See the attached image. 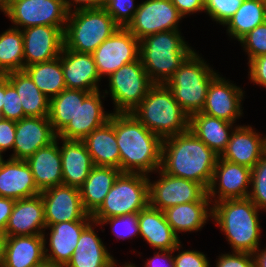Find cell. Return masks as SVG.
<instances>
[{
    "label": "cell",
    "mask_w": 266,
    "mask_h": 267,
    "mask_svg": "<svg viewBox=\"0 0 266 267\" xmlns=\"http://www.w3.org/2000/svg\"><path fill=\"white\" fill-rule=\"evenodd\" d=\"M219 156L188 129L162 140L161 169L208 190Z\"/></svg>",
    "instance_id": "obj_1"
},
{
    "label": "cell",
    "mask_w": 266,
    "mask_h": 267,
    "mask_svg": "<svg viewBox=\"0 0 266 267\" xmlns=\"http://www.w3.org/2000/svg\"><path fill=\"white\" fill-rule=\"evenodd\" d=\"M121 172L150 174L161 167L162 139L133 114L115 113ZM150 173V174H149Z\"/></svg>",
    "instance_id": "obj_2"
},
{
    "label": "cell",
    "mask_w": 266,
    "mask_h": 267,
    "mask_svg": "<svg viewBox=\"0 0 266 267\" xmlns=\"http://www.w3.org/2000/svg\"><path fill=\"white\" fill-rule=\"evenodd\" d=\"M260 209L247 197L212 204V219L224 232L232 251L254 253L260 246Z\"/></svg>",
    "instance_id": "obj_3"
},
{
    "label": "cell",
    "mask_w": 266,
    "mask_h": 267,
    "mask_svg": "<svg viewBox=\"0 0 266 267\" xmlns=\"http://www.w3.org/2000/svg\"><path fill=\"white\" fill-rule=\"evenodd\" d=\"M180 30L145 36L139 43V58L154 84H165L194 51Z\"/></svg>",
    "instance_id": "obj_4"
},
{
    "label": "cell",
    "mask_w": 266,
    "mask_h": 267,
    "mask_svg": "<svg viewBox=\"0 0 266 267\" xmlns=\"http://www.w3.org/2000/svg\"><path fill=\"white\" fill-rule=\"evenodd\" d=\"M130 113L162 140L189 129V115L176 102L166 84H154Z\"/></svg>",
    "instance_id": "obj_5"
},
{
    "label": "cell",
    "mask_w": 266,
    "mask_h": 267,
    "mask_svg": "<svg viewBox=\"0 0 266 267\" xmlns=\"http://www.w3.org/2000/svg\"><path fill=\"white\" fill-rule=\"evenodd\" d=\"M197 53L193 51L165 83L189 117L202 111L209 84L218 74Z\"/></svg>",
    "instance_id": "obj_6"
},
{
    "label": "cell",
    "mask_w": 266,
    "mask_h": 267,
    "mask_svg": "<svg viewBox=\"0 0 266 267\" xmlns=\"http://www.w3.org/2000/svg\"><path fill=\"white\" fill-rule=\"evenodd\" d=\"M119 27L103 7L72 11L63 32L64 47L92 54Z\"/></svg>",
    "instance_id": "obj_7"
},
{
    "label": "cell",
    "mask_w": 266,
    "mask_h": 267,
    "mask_svg": "<svg viewBox=\"0 0 266 267\" xmlns=\"http://www.w3.org/2000/svg\"><path fill=\"white\" fill-rule=\"evenodd\" d=\"M149 205V176L121 172L100 207L91 215L100 223L103 219L136 214Z\"/></svg>",
    "instance_id": "obj_8"
},
{
    "label": "cell",
    "mask_w": 266,
    "mask_h": 267,
    "mask_svg": "<svg viewBox=\"0 0 266 267\" xmlns=\"http://www.w3.org/2000/svg\"><path fill=\"white\" fill-rule=\"evenodd\" d=\"M109 91L104 94L112 97L113 113L132 112L148 94L154 85L148 77L140 58L125 64L117 71L108 76Z\"/></svg>",
    "instance_id": "obj_9"
},
{
    "label": "cell",
    "mask_w": 266,
    "mask_h": 267,
    "mask_svg": "<svg viewBox=\"0 0 266 267\" xmlns=\"http://www.w3.org/2000/svg\"><path fill=\"white\" fill-rule=\"evenodd\" d=\"M68 14L64 0H7L6 16L20 30L38 25L65 27Z\"/></svg>",
    "instance_id": "obj_10"
},
{
    "label": "cell",
    "mask_w": 266,
    "mask_h": 267,
    "mask_svg": "<svg viewBox=\"0 0 266 267\" xmlns=\"http://www.w3.org/2000/svg\"><path fill=\"white\" fill-rule=\"evenodd\" d=\"M157 172L159 177L156 181L149 178V205L152 208L164 211L178 204L199 201L207 193L195 181L169 175L161 168Z\"/></svg>",
    "instance_id": "obj_11"
},
{
    "label": "cell",
    "mask_w": 266,
    "mask_h": 267,
    "mask_svg": "<svg viewBox=\"0 0 266 267\" xmlns=\"http://www.w3.org/2000/svg\"><path fill=\"white\" fill-rule=\"evenodd\" d=\"M139 43L126 27H119L92 53L99 77H108L123 65L137 60Z\"/></svg>",
    "instance_id": "obj_12"
},
{
    "label": "cell",
    "mask_w": 266,
    "mask_h": 267,
    "mask_svg": "<svg viewBox=\"0 0 266 267\" xmlns=\"http://www.w3.org/2000/svg\"><path fill=\"white\" fill-rule=\"evenodd\" d=\"M184 18L171 0H146L140 3L133 20L126 27L139 41L162 31L179 30Z\"/></svg>",
    "instance_id": "obj_13"
},
{
    "label": "cell",
    "mask_w": 266,
    "mask_h": 267,
    "mask_svg": "<svg viewBox=\"0 0 266 267\" xmlns=\"http://www.w3.org/2000/svg\"><path fill=\"white\" fill-rule=\"evenodd\" d=\"M46 227L68 221L92 220L82 205L78 188L61 184L40 192Z\"/></svg>",
    "instance_id": "obj_14"
},
{
    "label": "cell",
    "mask_w": 266,
    "mask_h": 267,
    "mask_svg": "<svg viewBox=\"0 0 266 267\" xmlns=\"http://www.w3.org/2000/svg\"><path fill=\"white\" fill-rule=\"evenodd\" d=\"M250 187L251 169L226 161L219 156L207 190L211 203L225 199L247 198L250 194Z\"/></svg>",
    "instance_id": "obj_15"
},
{
    "label": "cell",
    "mask_w": 266,
    "mask_h": 267,
    "mask_svg": "<svg viewBox=\"0 0 266 267\" xmlns=\"http://www.w3.org/2000/svg\"><path fill=\"white\" fill-rule=\"evenodd\" d=\"M217 74L209 84L202 113L227 122L236 123L243 116L242 101L245 91Z\"/></svg>",
    "instance_id": "obj_16"
},
{
    "label": "cell",
    "mask_w": 266,
    "mask_h": 267,
    "mask_svg": "<svg viewBox=\"0 0 266 267\" xmlns=\"http://www.w3.org/2000/svg\"><path fill=\"white\" fill-rule=\"evenodd\" d=\"M64 29L65 27L38 25L21 30L25 67L59 57L64 46Z\"/></svg>",
    "instance_id": "obj_17"
},
{
    "label": "cell",
    "mask_w": 266,
    "mask_h": 267,
    "mask_svg": "<svg viewBox=\"0 0 266 267\" xmlns=\"http://www.w3.org/2000/svg\"><path fill=\"white\" fill-rule=\"evenodd\" d=\"M48 117H25L16 121L15 142L9 158L27 160L38 149L50 145L56 140Z\"/></svg>",
    "instance_id": "obj_18"
},
{
    "label": "cell",
    "mask_w": 266,
    "mask_h": 267,
    "mask_svg": "<svg viewBox=\"0 0 266 267\" xmlns=\"http://www.w3.org/2000/svg\"><path fill=\"white\" fill-rule=\"evenodd\" d=\"M100 90L91 92L83 101H79L74 118L57 135L60 139L82 141L96 128L104 125L111 116V112L104 110L101 98L105 95Z\"/></svg>",
    "instance_id": "obj_19"
},
{
    "label": "cell",
    "mask_w": 266,
    "mask_h": 267,
    "mask_svg": "<svg viewBox=\"0 0 266 267\" xmlns=\"http://www.w3.org/2000/svg\"><path fill=\"white\" fill-rule=\"evenodd\" d=\"M45 228L44 203L41 194L15 200L5 229L8 237L45 235Z\"/></svg>",
    "instance_id": "obj_20"
},
{
    "label": "cell",
    "mask_w": 266,
    "mask_h": 267,
    "mask_svg": "<svg viewBox=\"0 0 266 267\" xmlns=\"http://www.w3.org/2000/svg\"><path fill=\"white\" fill-rule=\"evenodd\" d=\"M61 66L66 89H81L87 92L99 90L98 82L101 78L91 53H79L63 46Z\"/></svg>",
    "instance_id": "obj_21"
},
{
    "label": "cell",
    "mask_w": 266,
    "mask_h": 267,
    "mask_svg": "<svg viewBox=\"0 0 266 267\" xmlns=\"http://www.w3.org/2000/svg\"><path fill=\"white\" fill-rule=\"evenodd\" d=\"M251 125H237L233 129L222 159L252 169L264 155L265 137Z\"/></svg>",
    "instance_id": "obj_22"
},
{
    "label": "cell",
    "mask_w": 266,
    "mask_h": 267,
    "mask_svg": "<svg viewBox=\"0 0 266 267\" xmlns=\"http://www.w3.org/2000/svg\"><path fill=\"white\" fill-rule=\"evenodd\" d=\"M92 221L93 220L68 221L46 227L45 230H50V233L48 232L49 249L46 247L48 241L44 238L46 261L65 266L76 250V245L82 231Z\"/></svg>",
    "instance_id": "obj_23"
},
{
    "label": "cell",
    "mask_w": 266,
    "mask_h": 267,
    "mask_svg": "<svg viewBox=\"0 0 266 267\" xmlns=\"http://www.w3.org/2000/svg\"><path fill=\"white\" fill-rule=\"evenodd\" d=\"M31 169L25 160L8 158L0 168V197L19 200L39 195Z\"/></svg>",
    "instance_id": "obj_24"
},
{
    "label": "cell",
    "mask_w": 266,
    "mask_h": 267,
    "mask_svg": "<svg viewBox=\"0 0 266 267\" xmlns=\"http://www.w3.org/2000/svg\"><path fill=\"white\" fill-rule=\"evenodd\" d=\"M59 140L56 137L50 145L38 149L26 160L40 192L63 184Z\"/></svg>",
    "instance_id": "obj_25"
},
{
    "label": "cell",
    "mask_w": 266,
    "mask_h": 267,
    "mask_svg": "<svg viewBox=\"0 0 266 267\" xmlns=\"http://www.w3.org/2000/svg\"><path fill=\"white\" fill-rule=\"evenodd\" d=\"M139 235L156 250H173L180 243L163 211L148 205L138 212Z\"/></svg>",
    "instance_id": "obj_26"
},
{
    "label": "cell",
    "mask_w": 266,
    "mask_h": 267,
    "mask_svg": "<svg viewBox=\"0 0 266 267\" xmlns=\"http://www.w3.org/2000/svg\"><path fill=\"white\" fill-rule=\"evenodd\" d=\"M61 140L63 184L79 189L95 165L83 141Z\"/></svg>",
    "instance_id": "obj_27"
},
{
    "label": "cell",
    "mask_w": 266,
    "mask_h": 267,
    "mask_svg": "<svg viewBox=\"0 0 266 267\" xmlns=\"http://www.w3.org/2000/svg\"><path fill=\"white\" fill-rule=\"evenodd\" d=\"M45 237L47 235L7 237L1 267H37L44 263Z\"/></svg>",
    "instance_id": "obj_28"
},
{
    "label": "cell",
    "mask_w": 266,
    "mask_h": 267,
    "mask_svg": "<svg viewBox=\"0 0 266 267\" xmlns=\"http://www.w3.org/2000/svg\"><path fill=\"white\" fill-rule=\"evenodd\" d=\"M95 166L120 169V151L116 142L115 113L102 126L93 130L83 140Z\"/></svg>",
    "instance_id": "obj_29"
},
{
    "label": "cell",
    "mask_w": 266,
    "mask_h": 267,
    "mask_svg": "<svg viewBox=\"0 0 266 267\" xmlns=\"http://www.w3.org/2000/svg\"><path fill=\"white\" fill-rule=\"evenodd\" d=\"M163 212L167 223L178 236L182 232L201 231L208 218H212V203L206 193L199 201L178 204Z\"/></svg>",
    "instance_id": "obj_30"
},
{
    "label": "cell",
    "mask_w": 266,
    "mask_h": 267,
    "mask_svg": "<svg viewBox=\"0 0 266 267\" xmlns=\"http://www.w3.org/2000/svg\"><path fill=\"white\" fill-rule=\"evenodd\" d=\"M99 223L92 221L81 233L76 250L65 267H109L114 257L95 232ZM95 227V228H94Z\"/></svg>",
    "instance_id": "obj_31"
},
{
    "label": "cell",
    "mask_w": 266,
    "mask_h": 267,
    "mask_svg": "<svg viewBox=\"0 0 266 267\" xmlns=\"http://www.w3.org/2000/svg\"><path fill=\"white\" fill-rule=\"evenodd\" d=\"M235 124L198 112L190 116L189 129L218 156L227 148ZM231 129V130H230Z\"/></svg>",
    "instance_id": "obj_32"
},
{
    "label": "cell",
    "mask_w": 266,
    "mask_h": 267,
    "mask_svg": "<svg viewBox=\"0 0 266 267\" xmlns=\"http://www.w3.org/2000/svg\"><path fill=\"white\" fill-rule=\"evenodd\" d=\"M121 170L110 166H94L79 188L84 210L92 215L103 203Z\"/></svg>",
    "instance_id": "obj_33"
},
{
    "label": "cell",
    "mask_w": 266,
    "mask_h": 267,
    "mask_svg": "<svg viewBox=\"0 0 266 267\" xmlns=\"http://www.w3.org/2000/svg\"><path fill=\"white\" fill-rule=\"evenodd\" d=\"M5 76L16 89L26 117H48L50 99L39 90L24 70L10 72Z\"/></svg>",
    "instance_id": "obj_34"
},
{
    "label": "cell",
    "mask_w": 266,
    "mask_h": 267,
    "mask_svg": "<svg viewBox=\"0 0 266 267\" xmlns=\"http://www.w3.org/2000/svg\"><path fill=\"white\" fill-rule=\"evenodd\" d=\"M23 70L49 99H52L66 89L61 66V54L53 60L26 66Z\"/></svg>",
    "instance_id": "obj_35"
},
{
    "label": "cell",
    "mask_w": 266,
    "mask_h": 267,
    "mask_svg": "<svg viewBox=\"0 0 266 267\" xmlns=\"http://www.w3.org/2000/svg\"><path fill=\"white\" fill-rule=\"evenodd\" d=\"M266 21V4L263 0H243L236 13L224 25L228 36L239 41L248 32Z\"/></svg>",
    "instance_id": "obj_36"
},
{
    "label": "cell",
    "mask_w": 266,
    "mask_h": 267,
    "mask_svg": "<svg viewBox=\"0 0 266 267\" xmlns=\"http://www.w3.org/2000/svg\"><path fill=\"white\" fill-rule=\"evenodd\" d=\"M90 93L81 89H64L50 99L48 118L57 135L75 117L79 101H83Z\"/></svg>",
    "instance_id": "obj_37"
},
{
    "label": "cell",
    "mask_w": 266,
    "mask_h": 267,
    "mask_svg": "<svg viewBox=\"0 0 266 267\" xmlns=\"http://www.w3.org/2000/svg\"><path fill=\"white\" fill-rule=\"evenodd\" d=\"M25 67L23 34L10 27L0 34V75L21 71Z\"/></svg>",
    "instance_id": "obj_38"
},
{
    "label": "cell",
    "mask_w": 266,
    "mask_h": 267,
    "mask_svg": "<svg viewBox=\"0 0 266 267\" xmlns=\"http://www.w3.org/2000/svg\"><path fill=\"white\" fill-rule=\"evenodd\" d=\"M248 198L266 211V155L264 154L251 169V189Z\"/></svg>",
    "instance_id": "obj_39"
},
{
    "label": "cell",
    "mask_w": 266,
    "mask_h": 267,
    "mask_svg": "<svg viewBox=\"0 0 266 267\" xmlns=\"http://www.w3.org/2000/svg\"><path fill=\"white\" fill-rule=\"evenodd\" d=\"M110 224L116 239L133 238L139 235L138 213L103 219L99 226Z\"/></svg>",
    "instance_id": "obj_40"
},
{
    "label": "cell",
    "mask_w": 266,
    "mask_h": 267,
    "mask_svg": "<svg viewBox=\"0 0 266 267\" xmlns=\"http://www.w3.org/2000/svg\"><path fill=\"white\" fill-rule=\"evenodd\" d=\"M135 0H104L103 8L120 27H127L139 8Z\"/></svg>",
    "instance_id": "obj_41"
},
{
    "label": "cell",
    "mask_w": 266,
    "mask_h": 267,
    "mask_svg": "<svg viewBox=\"0 0 266 267\" xmlns=\"http://www.w3.org/2000/svg\"><path fill=\"white\" fill-rule=\"evenodd\" d=\"M242 2L243 0H208L204 5V12L212 21L224 26L236 13Z\"/></svg>",
    "instance_id": "obj_42"
},
{
    "label": "cell",
    "mask_w": 266,
    "mask_h": 267,
    "mask_svg": "<svg viewBox=\"0 0 266 267\" xmlns=\"http://www.w3.org/2000/svg\"><path fill=\"white\" fill-rule=\"evenodd\" d=\"M238 42L248 54V62L266 54V21L248 32Z\"/></svg>",
    "instance_id": "obj_43"
},
{
    "label": "cell",
    "mask_w": 266,
    "mask_h": 267,
    "mask_svg": "<svg viewBox=\"0 0 266 267\" xmlns=\"http://www.w3.org/2000/svg\"><path fill=\"white\" fill-rule=\"evenodd\" d=\"M1 118L9 119L13 121H19L25 118L23 108L21 106V101L16 89L9 83L7 77L5 76V94H4V104L0 114Z\"/></svg>",
    "instance_id": "obj_44"
},
{
    "label": "cell",
    "mask_w": 266,
    "mask_h": 267,
    "mask_svg": "<svg viewBox=\"0 0 266 267\" xmlns=\"http://www.w3.org/2000/svg\"><path fill=\"white\" fill-rule=\"evenodd\" d=\"M181 243L174 249L179 251L177 255L173 254L174 267H211L209 260L203 252L197 250H184Z\"/></svg>",
    "instance_id": "obj_45"
},
{
    "label": "cell",
    "mask_w": 266,
    "mask_h": 267,
    "mask_svg": "<svg viewBox=\"0 0 266 267\" xmlns=\"http://www.w3.org/2000/svg\"><path fill=\"white\" fill-rule=\"evenodd\" d=\"M218 257L215 267H254L252 253L232 251V254L222 253Z\"/></svg>",
    "instance_id": "obj_46"
},
{
    "label": "cell",
    "mask_w": 266,
    "mask_h": 267,
    "mask_svg": "<svg viewBox=\"0 0 266 267\" xmlns=\"http://www.w3.org/2000/svg\"><path fill=\"white\" fill-rule=\"evenodd\" d=\"M249 79L251 82L266 88V54L258 56L248 63Z\"/></svg>",
    "instance_id": "obj_47"
},
{
    "label": "cell",
    "mask_w": 266,
    "mask_h": 267,
    "mask_svg": "<svg viewBox=\"0 0 266 267\" xmlns=\"http://www.w3.org/2000/svg\"><path fill=\"white\" fill-rule=\"evenodd\" d=\"M16 133V121L0 117V151L13 150Z\"/></svg>",
    "instance_id": "obj_48"
},
{
    "label": "cell",
    "mask_w": 266,
    "mask_h": 267,
    "mask_svg": "<svg viewBox=\"0 0 266 267\" xmlns=\"http://www.w3.org/2000/svg\"><path fill=\"white\" fill-rule=\"evenodd\" d=\"M173 250H158L153 258H147L144 267H174Z\"/></svg>",
    "instance_id": "obj_49"
},
{
    "label": "cell",
    "mask_w": 266,
    "mask_h": 267,
    "mask_svg": "<svg viewBox=\"0 0 266 267\" xmlns=\"http://www.w3.org/2000/svg\"><path fill=\"white\" fill-rule=\"evenodd\" d=\"M171 2L183 17L196 12H204V4L201 0H171Z\"/></svg>",
    "instance_id": "obj_50"
},
{
    "label": "cell",
    "mask_w": 266,
    "mask_h": 267,
    "mask_svg": "<svg viewBox=\"0 0 266 267\" xmlns=\"http://www.w3.org/2000/svg\"><path fill=\"white\" fill-rule=\"evenodd\" d=\"M67 11L99 8L103 6L104 0H64ZM74 6V8H73ZM74 9V10H72Z\"/></svg>",
    "instance_id": "obj_51"
},
{
    "label": "cell",
    "mask_w": 266,
    "mask_h": 267,
    "mask_svg": "<svg viewBox=\"0 0 266 267\" xmlns=\"http://www.w3.org/2000/svg\"><path fill=\"white\" fill-rule=\"evenodd\" d=\"M14 203L15 200L13 199L0 197V232H5Z\"/></svg>",
    "instance_id": "obj_52"
},
{
    "label": "cell",
    "mask_w": 266,
    "mask_h": 267,
    "mask_svg": "<svg viewBox=\"0 0 266 267\" xmlns=\"http://www.w3.org/2000/svg\"><path fill=\"white\" fill-rule=\"evenodd\" d=\"M254 267H266V247L260 249L259 247L253 253Z\"/></svg>",
    "instance_id": "obj_53"
},
{
    "label": "cell",
    "mask_w": 266,
    "mask_h": 267,
    "mask_svg": "<svg viewBox=\"0 0 266 267\" xmlns=\"http://www.w3.org/2000/svg\"><path fill=\"white\" fill-rule=\"evenodd\" d=\"M7 235L5 232H0V267L2 266L4 256H5V248H6V241Z\"/></svg>",
    "instance_id": "obj_54"
},
{
    "label": "cell",
    "mask_w": 266,
    "mask_h": 267,
    "mask_svg": "<svg viewBox=\"0 0 266 267\" xmlns=\"http://www.w3.org/2000/svg\"><path fill=\"white\" fill-rule=\"evenodd\" d=\"M4 94H5V75H0V114L4 104Z\"/></svg>",
    "instance_id": "obj_55"
},
{
    "label": "cell",
    "mask_w": 266,
    "mask_h": 267,
    "mask_svg": "<svg viewBox=\"0 0 266 267\" xmlns=\"http://www.w3.org/2000/svg\"><path fill=\"white\" fill-rule=\"evenodd\" d=\"M37 267H65V266L64 265L54 264V263H50L48 261H45L44 263L38 265Z\"/></svg>",
    "instance_id": "obj_56"
},
{
    "label": "cell",
    "mask_w": 266,
    "mask_h": 267,
    "mask_svg": "<svg viewBox=\"0 0 266 267\" xmlns=\"http://www.w3.org/2000/svg\"><path fill=\"white\" fill-rule=\"evenodd\" d=\"M117 260L115 259L111 265L109 267H118L119 265H117L118 263L116 262ZM121 267H136L135 264H132V263H124V265H120ZM119 266V267H120Z\"/></svg>",
    "instance_id": "obj_57"
},
{
    "label": "cell",
    "mask_w": 266,
    "mask_h": 267,
    "mask_svg": "<svg viewBox=\"0 0 266 267\" xmlns=\"http://www.w3.org/2000/svg\"><path fill=\"white\" fill-rule=\"evenodd\" d=\"M0 11H2L4 13V15H6L7 0H0Z\"/></svg>",
    "instance_id": "obj_58"
},
{
    "label": "cell",
    "mask_w": 266,
    "mask_h": 267,
    "mask_svg": "<svg viewBox=\"0 0 266 267\" xmlns=\"http://www.w3.org/2000/svg\"><path fill=\"white\" fill-rule=\"evenodd\" d=\"M3 152L2 151H0V168H1V166H2V164H3V162L5 161L4 159H3Z\"/></svg>",
    "instance_id": "obj_59"
},
{
    "label": "cell",
    "mask_w": 266,
    "mask_h": 267,
    "mask_svg": "<svg viewBox=\"0 0 266 267\" xmlns=\"http://www.w3.org/2000/svg\"><path fill=\"white\" fill-rule=\"evenodd\" d=\"M265 137V144H264V154L266 155V136Z\"/></svg>",
    "instance_id": "obj_60"
},
{
    "label": "cell",
    "mask_w": 266,
    "mask_h": 267,
    "mask_svg": "<svg viewBox=\"0 0 266 267\" xmlns=\"http://www.w3.org/2000/svg\"><path fill=\"white\" fill-rule=\"evenodd\" d=\"M208 0H201V2L205 5Z\"/></svg>",
    "instance_id": "obj_61"
}]
</instances>
